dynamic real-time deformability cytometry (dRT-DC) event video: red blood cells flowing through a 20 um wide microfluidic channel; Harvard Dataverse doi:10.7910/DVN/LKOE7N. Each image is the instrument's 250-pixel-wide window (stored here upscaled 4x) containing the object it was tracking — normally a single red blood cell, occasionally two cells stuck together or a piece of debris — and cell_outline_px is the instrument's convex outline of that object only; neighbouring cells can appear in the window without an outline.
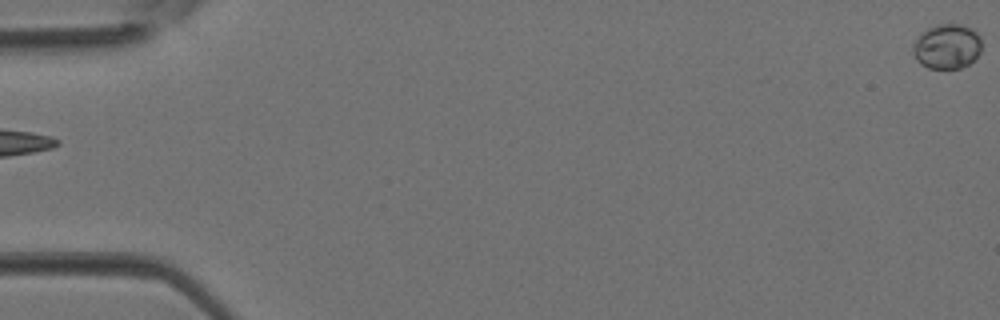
{"species": "Egyptian fruit bat (a non-hibernating species)", "species_latin": "Rousettus aegyptiacus", "temperature_condition": "room temperature", "stored_images_in_passage": 4, "segment_of_instrument_passage": [2, 2], "camera_frame_rate_fps": 3000, "um_per_image_px": 0.085, "animal": {"sex": "female"}, "frame": {"image": 1, "passage_image": 4, "time_ms": 1.0, "image_size_px": [1000, 320], "cell_outline_px": [[980, 52], [968, 64], [960, 68], [928, 68], [920, 64], [916, 60], [912, 52], [912, 48], [916, 40], [928, 28], [940, 24], [960, 24], [972, 28], [980, 36]], "centroid_in_image_um": [80.49, 3.95], "position_along_channel_um": 4.5, "area_um2": 17.74}}